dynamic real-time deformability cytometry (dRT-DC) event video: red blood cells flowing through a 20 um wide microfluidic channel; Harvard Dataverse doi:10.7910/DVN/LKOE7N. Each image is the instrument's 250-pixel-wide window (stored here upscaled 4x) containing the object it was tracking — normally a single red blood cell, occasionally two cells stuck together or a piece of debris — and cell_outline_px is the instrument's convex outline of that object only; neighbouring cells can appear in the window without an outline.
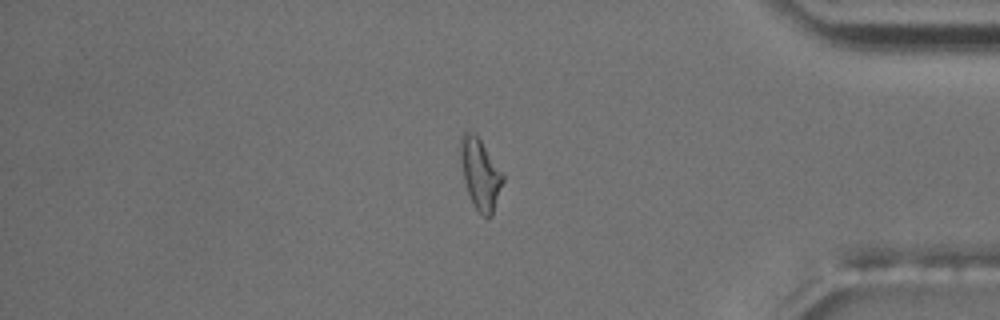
{"species": "common noctule bat (a hibernating species)", "species_latin": "Nyctalus noctula", "temperature_condition": "room temperature", "stored_images_in_passage": 54, "camera_frame_rate_fps": 3000, "um_per_image_px": 0.085, "animal": {"sex": "male", "body_mass_g": 17.5, "forearm_length_mm": 52.3}, "frame": {"image": 1, "passage_image": 46, "time_ms": 15.0, "image_size_px": [1000, 320], "cell_outline_px": [[504, 180], [492, 216], [484, 216], [472, 204], [464, 180], [460, 160], [460, 136], [464, 132], [472, 132], [480, 140], [504, 176]], "centroid_in_image_um": [40.81, 14.8], "position_along_channel_um": 394.4, "area_um2": 17.11}, "authors_computed_cell_mechanics": {"area_um2": 15.7216, "velocity_mm_per_s": 3.7316, "shape_relaxation_time_tau1_ms": 6.5427, "shape_relaxation_time_tau2_ms": 3.9014, "deformation_change_tau1": 0.199, "deformation_change_tau2": 0.113}}